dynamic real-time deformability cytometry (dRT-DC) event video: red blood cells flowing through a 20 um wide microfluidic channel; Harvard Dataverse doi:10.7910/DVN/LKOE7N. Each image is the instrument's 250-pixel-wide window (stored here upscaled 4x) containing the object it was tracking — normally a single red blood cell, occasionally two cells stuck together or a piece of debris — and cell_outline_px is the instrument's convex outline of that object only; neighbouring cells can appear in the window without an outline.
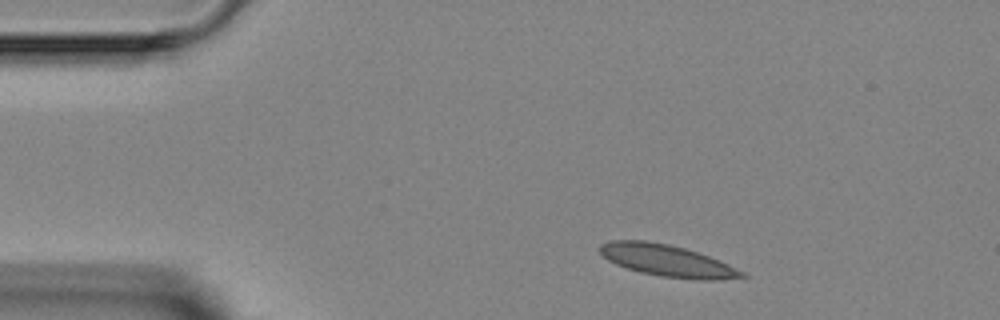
{"species": "Egyptian fruit bat (a non-hibernating species)", "species_latin": "Rousettus aegyptiacus", "temperature_condition": "room temperature", "stored_images_in_passage": 4, "camera_frame_rate_fps": 3000, "um_per_image_px": 0.085, "animal": {"sex": "female"}, "frame": {"image": 1, "passage_image": 1, "time_ms": 0.0, "image_size_px": [1000, 320], "cell_outline_px": [[748, 276], [720, 280], [696, 280], [660, 276], [640, 272], [616, 264], [608, 260], [600, 252], [600, 244], [608, 240], [644, 240], [668, 244], [684, 248], [708, 256], [728, 264], [744, 272]], "centroid_in_image_um": [56.7, 22.15], "position_along_channel_um": 28.3, "area_um2": 26.13}}
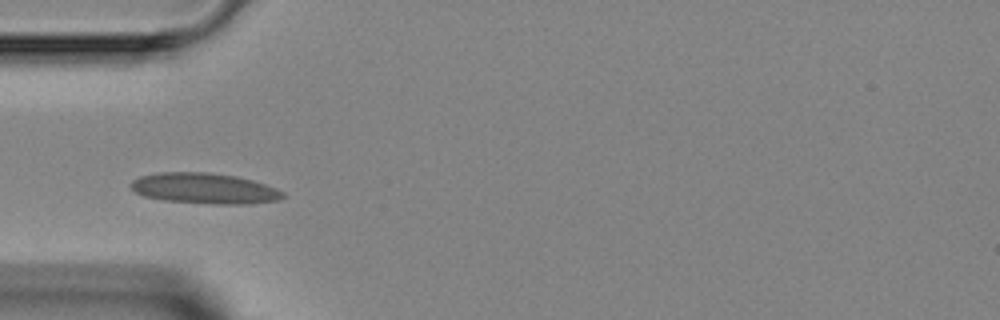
{"frame": {"image": 2, "passage_image": 3, "time_ms": 2.333, "image_size_px": [1000, 320], "cell_outline_px": [[284, 196], [280, 200], [248, 204], [212, 204], [164, 200], [144, 196], [136, 192], [132, 188], [132, 180], [140, 176], [160, 172], [208, 172], [236, 176], [252, 180], [276, 188], [284, 192]], "centroid_in_image_um": [17.4, 16.01], "position_along_channel_um": 67.6, "area_um2": 27.11}}
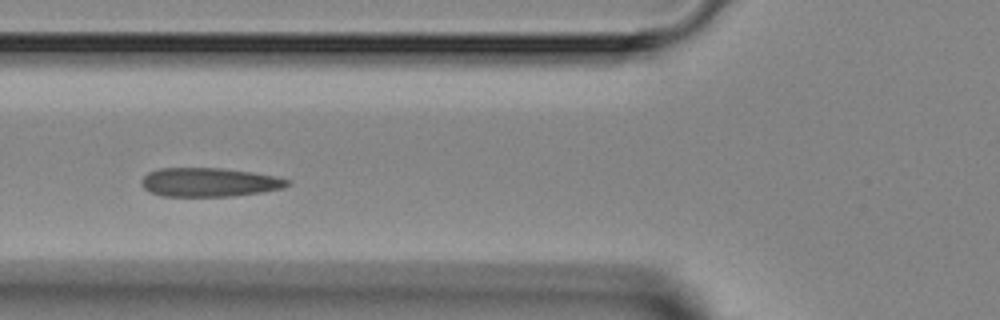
{"frame": {"image": 3, "passage_image": 4, "time_ms": 3.333, "image_size_px": [1000, 320], "cell_outline_px": [[292, 184], [284, 188], [260, 192], [232, 196], [160, 196], [148, 192], [140, 184], [140, 180], [148, 172], [160, 168], [220, 168], [252, 172], [276, 176], [292, 180]], "centroid_in_image_um": [17.78, 15.49], "position_along_channel_um": 108.0, "area_um2": 24.8}}